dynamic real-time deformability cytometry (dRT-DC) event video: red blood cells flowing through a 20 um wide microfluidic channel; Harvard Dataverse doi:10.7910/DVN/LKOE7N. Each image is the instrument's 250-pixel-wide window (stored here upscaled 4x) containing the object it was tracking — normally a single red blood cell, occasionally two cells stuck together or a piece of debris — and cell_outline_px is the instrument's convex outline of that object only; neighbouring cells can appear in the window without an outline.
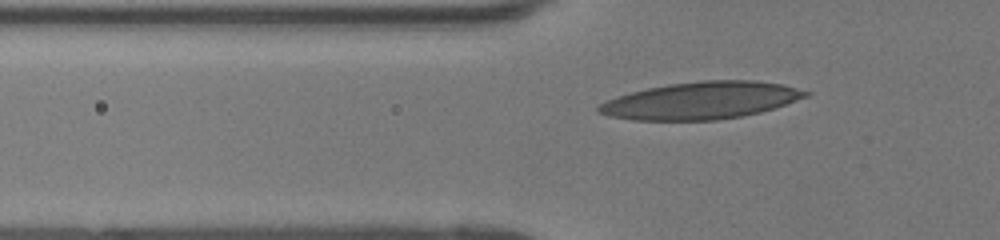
{"species": "human", "species_latin": "Homo sapiens", "temperature_condition": "room temperature", "stored_images_in_passage": 39, "camera_frame_rate_fps": 3000, "um_per_image_px": 0.085, "donor": {"sex": "female"}, "frame": {"image": 1, "passage_image": 7, "time_ms": 2.0, "image_size_px": [1000, 240], "cell_outline_px": [[812, 92], [808, 96], [760, 112], [740, 116], [716, 120], [632, 120], [608, 116], [596, 112], [596, 108], [600, 104], [608, 100], [632, 92], [648, 88], [668, 84], [700, 80], [752, 80], [780, 84]], "centroid_in_image_um": [59.56, 8.54], "position_along_channel_um": 66.2, "area_um2": 44.51}}
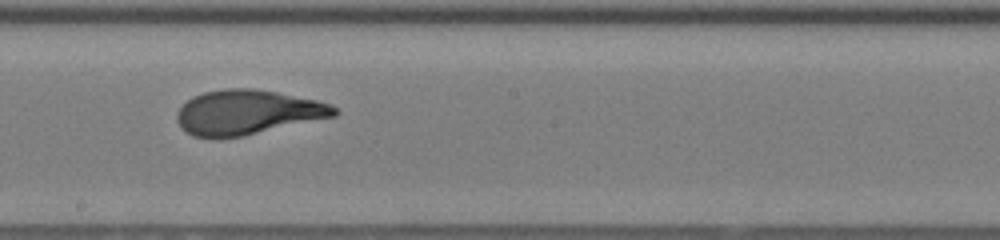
{"frame": {"image": 2, "passage_image": 19, "time_ms": 6.0, "image_size_px": [1000, 240], "cell_outline_px": [[340, 112], [336, 116], [244, 136], [220, 140], [212, 140], [192, 136], [176, 120], [176, 112], [192, 96], [204, 92], [228, 88], [252, 88], [276, 92], [316, 100], [328, 104], [336, 108]], "centroid_in_image_um": [21.01, 9.57], "position_along_channel_um": 227.2, "area_um2": 41.27}}
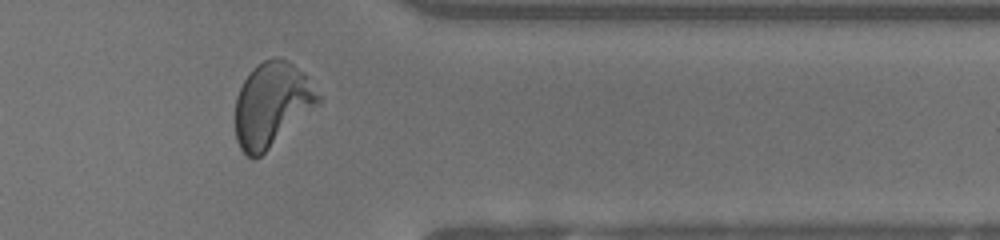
{"frame": {"image": 3, "passage_image": 31, "time_ms": 10.0, "image_size_px": [1000, 240], "cell_outline_px": [[320, 104], [260, 156], [252, 160], [240, 148], [236, 140], [236, 96], [244, 80], [252, 68], [264, 60], [272, 56], [276, 56], [292, 64], [304, 72], [308, 76], [320, 96]], "centroid_in_image_um": [23.11, 8.87], "position_along_channel_um": 388.3, "area_um2": 40.69}}